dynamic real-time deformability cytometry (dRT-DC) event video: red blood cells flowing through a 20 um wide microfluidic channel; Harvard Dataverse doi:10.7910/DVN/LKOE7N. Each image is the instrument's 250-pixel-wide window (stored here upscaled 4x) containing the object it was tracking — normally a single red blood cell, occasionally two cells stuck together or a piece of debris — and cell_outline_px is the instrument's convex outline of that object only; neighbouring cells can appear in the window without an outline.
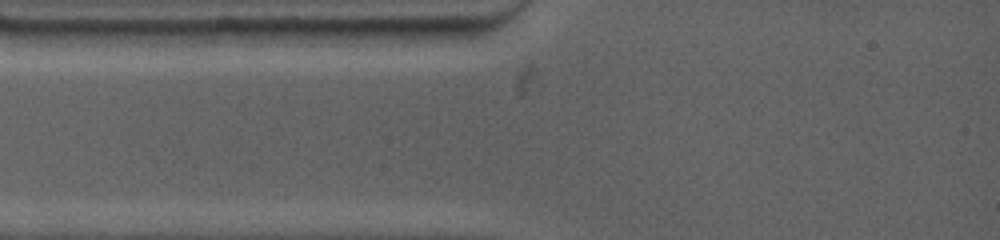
{"species": "common noctule bat (a hibernating species)", "species_latin": "Nyctalus noctula", "temperature_condition": "warm", "stored_images_in_passage": 1, "camera_frame_rate_fps": 4500, "um_per_image_px": 0.085, "animal": {"sex": "female", "body_mass_g": 19.0, "forearm_length_mm": 53.3}, "frame": {"image": 1, "passage_image": 1, "time_ms": 0.0, "image_size_px": [1000, 240], "cell_outline_px": [[496, 24], [484, 32], [476, 36], [444, 44], [420, 48], [376, 44], [372, 28], [492, 24]], "centroid_in_image_um": [36.27, 2.97], "position_along_channel_um": 48.7, "area_um2": 14.05}}